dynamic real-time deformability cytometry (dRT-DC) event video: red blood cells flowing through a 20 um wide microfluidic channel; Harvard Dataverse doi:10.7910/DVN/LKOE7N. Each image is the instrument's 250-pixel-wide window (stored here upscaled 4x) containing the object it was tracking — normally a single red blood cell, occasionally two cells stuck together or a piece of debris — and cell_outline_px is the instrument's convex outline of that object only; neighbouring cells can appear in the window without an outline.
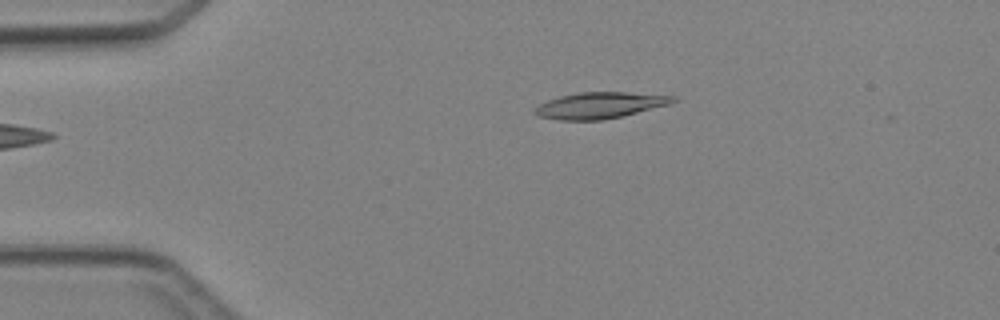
{"species": "Egyptian fruit bat (a non-hibernating species)", "species_latin": "Rousettus aegyptiacus", "temperature_condition": "cold", "stored_images_in_passage": 2, "camera_frame_rate_fps": 3000, "um_per_image_px": 0.085, "animal": {"sex": "female"}, "frame": {"image": 1, "passage_image": 1, "time_ms": 0.0, "image_size_px": [1000, 320], "cell_outline_px": [[676, 100], [672, 104], [624, 116], [600, 120], [560, 120], [536, 116], [532, 112], [540, 104], [548, 100], [560, 96], [576, 92], [628, 92], [676, 96]], "centroid_in_image_um": [51.01, 8.95], "position_along_channel_um": 34.0, "area_um2": 21.33}}